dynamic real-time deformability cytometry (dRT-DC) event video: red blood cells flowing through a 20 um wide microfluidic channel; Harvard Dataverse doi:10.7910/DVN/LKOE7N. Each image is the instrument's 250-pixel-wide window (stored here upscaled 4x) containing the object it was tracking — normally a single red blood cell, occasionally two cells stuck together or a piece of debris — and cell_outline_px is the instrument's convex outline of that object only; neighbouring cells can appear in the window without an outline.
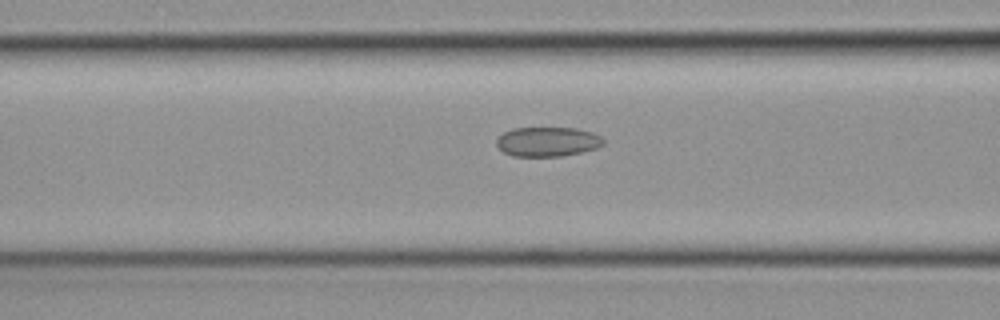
{"species": "common noctule bat (a hibernating species)", "species_latin": "Nyctalus noctula", "temperature_condition": "cold", "stored_images_in_passage": 31, "camera_frame_rate_fps": 3000, "um_per_image_px": 0.085, "animal": {"sex": "female", "body_mass_g": 19.3, "forearm_length_mm": 54.1}, "frame": {"image": 1, "passage_image": 10, "time_ms": 3.0, "image_size_px": [1000, 320], "cell_outline_px": [[604, 144], [596, 148], [580, 152], [560, 156], [512, 156], [504, 152], [496, 144], [496, 140], [504, 132], [512, 128], [576, 128], [592, 132], [600, 136], [604, 140]], "centroid_in_image_um": [46.54, 12.04], "position_along_channel_um": 120.1, "area_um2": 18.26}}
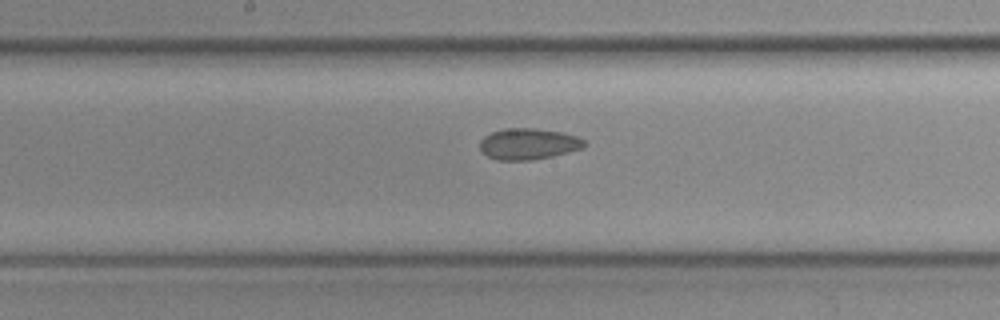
{"frame": {"image": 2, "passage_image": 16, "time_ms": 5.0, "image_size_px": [1000, 320], "cell_outline_px": [[584, 144], [580, 148], [568, 152], [552, 156], [532, 160], [496, 160], [488, 156], [480, 148], [480, 140], [484, 136], [492, 132], [504, 128], [536, 128], [564, 132], [576, 136], [584, 140]], "centroid_in_image_um": [44.88, 12.22], "position_along_channel_um": 203.3, "area_um2": 18.9}}
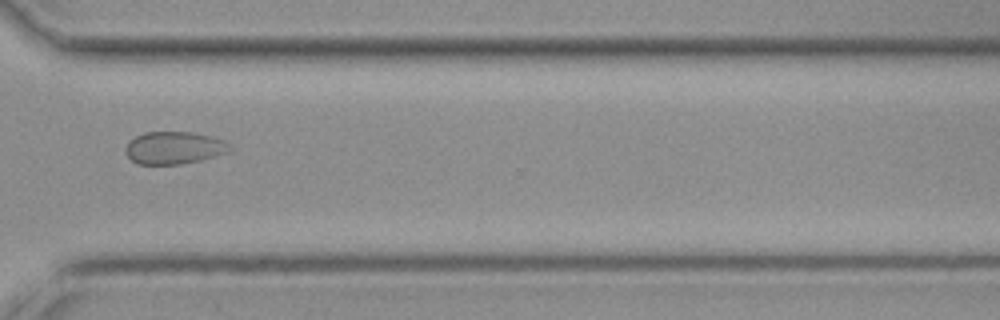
{"frame": {"image": 3, "passage_image": 27, "time_ms": 8.667, "image_size_px": [1000, 320], "cell_outline_px": [[232, 148], [228, 152], [200, 160], [180, 164], [136, 164], [124, 152], [128, 140], [144, 132], [192, 132], [212, 136], [224, 140], [232, 144]], "centroid_in_image_um": [14.8, 12.55], "position_along_channel_um": 355.8, "area_um2": 19.88}}